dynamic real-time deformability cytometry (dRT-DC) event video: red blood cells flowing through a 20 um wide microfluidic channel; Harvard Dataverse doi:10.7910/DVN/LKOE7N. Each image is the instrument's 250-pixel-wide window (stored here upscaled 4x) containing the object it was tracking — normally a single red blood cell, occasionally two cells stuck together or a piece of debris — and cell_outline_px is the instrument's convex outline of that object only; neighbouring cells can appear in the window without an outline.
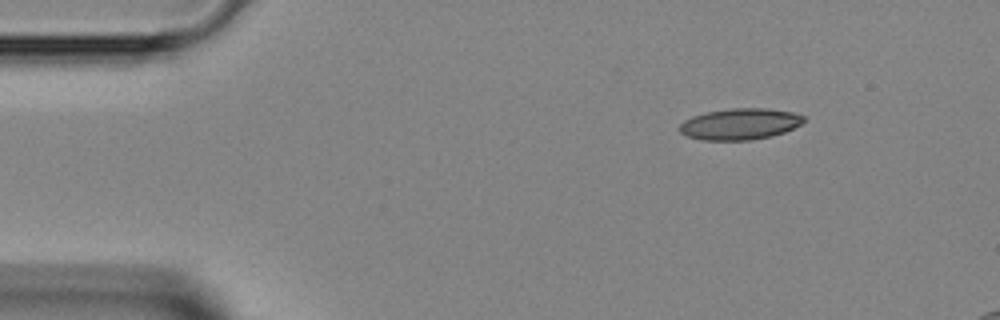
{"species": "Egyptian fruit bat (a non-hibernating species)", "species_latin": "Rousettus aegyptiacus", "temperature_condition": "room temperature", "stored_images_in_passage": 9, "camera_frame_rate_fps": 3000, "um_per_image_px": 0.085, "animal": {"sex": "female"}, "frame": {"image": 1, "passage_image": 1, "time_ms": 0.0, "image_size_px": [1000, 320], "cell_outline_px": [[804, 120], [800, 124], [784, 132], [772, 136], [752, 140], [704, 140], [688, 136], [680, 132], [680, 124], [684, 120], [692, 116], [704, 112], [732, 108], [768, 108], [792, 112], [804, 116]], "centroid_in_image_um": [62.88, 10.53], "position_along_channel_um": 22.1, "area_um2": 22.6}}